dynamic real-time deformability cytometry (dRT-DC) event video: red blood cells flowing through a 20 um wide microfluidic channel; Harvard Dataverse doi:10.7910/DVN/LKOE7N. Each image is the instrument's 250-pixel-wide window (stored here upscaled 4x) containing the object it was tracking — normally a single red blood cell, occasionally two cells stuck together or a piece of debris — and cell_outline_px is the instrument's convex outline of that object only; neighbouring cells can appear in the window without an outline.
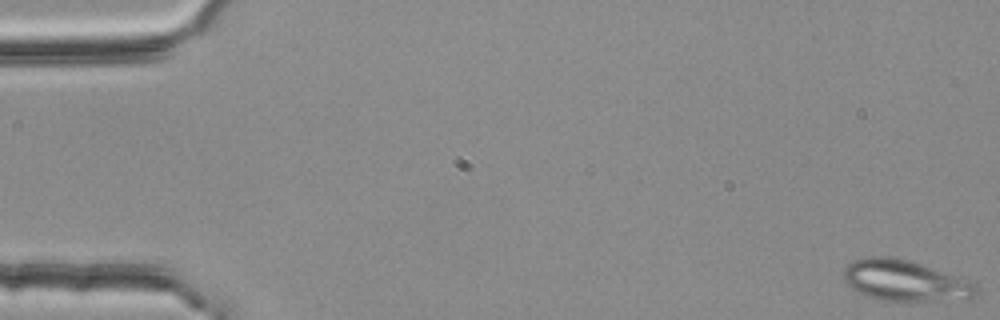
{"species": "common noctule bat (a hibernating species)", "species_latin": "Nyctalus noctula", "temperature_condition": "room temperature", "stored_images_in_passage": 53, "camera_frame_rate_fps": 3000, "um_per_image_px": 0.085, "animal": {"sex": "female", "body_mass_g": 25.1}, "frame": {"image": 1, "passage_image": 1, "time_ms": 0.0, "image_size_px": [1000, 320], "cell_outline_px": [[980, 292], [976, 296], [968, 300], [880, 300], [868, 296], [852, 288], [844, 280], [844, 268], [852, 260], [864, 256], [892, 256], [908, 260], [968, 280], [976, 284], [980, 288]], "centroid_in_image_um": [76.96, 23.85], "position_along_channel_um": 8.0, "area_um2": 31.62}}
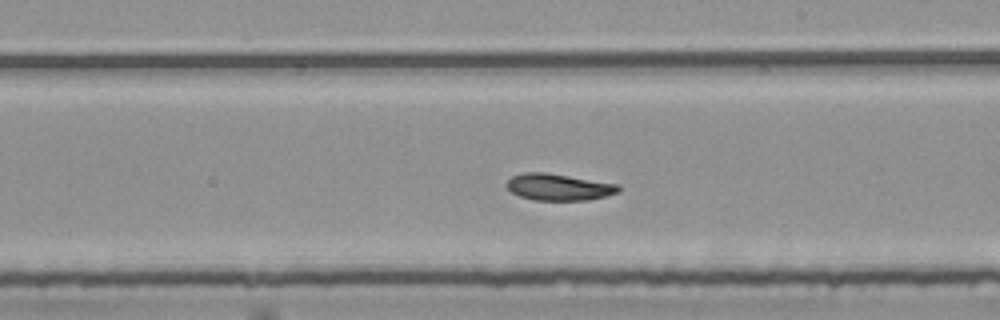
{"frame": {"image": 2, "passage_image": 32, "time_ms": 10.333, "image_size_px": [1000, 320], "cell_outline_px": [[620, 192], [608, 196], [588, 200], [532, 200], [520, 196], [512, 192], [504, 184], [512, 176], [524, 172], [544, 172], [620, 184]], "centroid_in_image_um": [47.51, 15.9], "position_along_channel_um": 241.5, "area_um2": 17.51}}
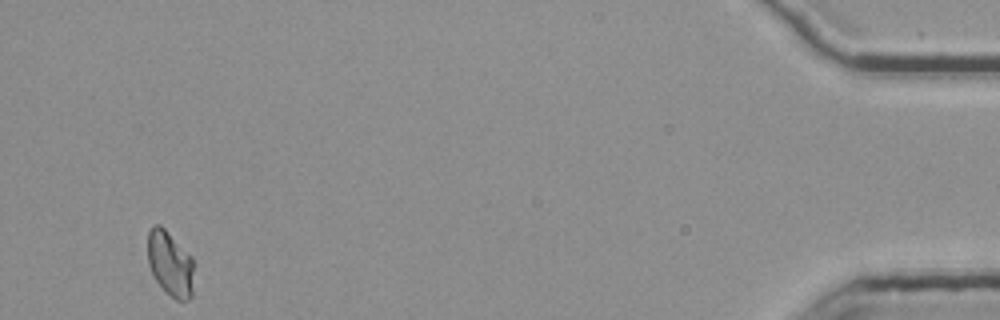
{"frame": {"image": 3, "passage_image": 53, "time_ms": 17.333, "image_size_px": [1000, 320], "cell_outline_px": [[192, 296], [188, 300], [176, 300], [156, 280], [148, 264], [148, 232], [156, 224], [160, 224], [192, 256]], "centroid_in_image_um": [14.46, 22.39], "position_along_channel_um": 420.7, "area_um2": 17.11}, "authors_computed_cell_mechanics": {"area_um2": 17.7446, "velocity_mm_per_s": 3.735, "shape_relaxation_time_tau1_ms": null, "shape_relaxation_time_tau2_ms": 7.9644, "deformation_change_tau1": null, "deformation_change_tau2": 0.1211}}